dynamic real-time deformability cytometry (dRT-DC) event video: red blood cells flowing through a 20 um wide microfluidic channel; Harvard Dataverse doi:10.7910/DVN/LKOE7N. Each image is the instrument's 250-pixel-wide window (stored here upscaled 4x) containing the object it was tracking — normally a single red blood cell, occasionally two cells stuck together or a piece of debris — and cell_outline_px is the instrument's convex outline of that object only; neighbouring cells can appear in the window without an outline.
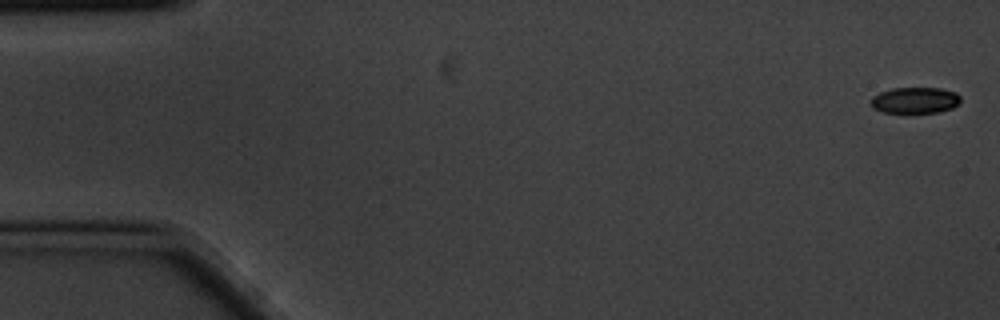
{"species": "common noctule bat (a hibernating species)", "species_latin": "Nyctalus noctula", "temperature_condition": "cold", "stored_images_in_passage": 7, "camera_frame_rate_fps": 3000, "um_per_image_px": 0.085, "animal": {"sex": "male", "body_mass_g": 20.1, "forearm_length_mm": 53.5}, "frame": {"image": 1, "passage_image": 1, "time_ms": 0.0, "image_size_px": [1000, 320], "cell_outline_px": [[960, 104], [952, 108], [940, 112], [884, 112], [872, 108], [868, 100], [872, 96], [880, 92], [892, 88], [940, 88], [956, 92], [960, 96]], "centroid_in_image_um": [77.76, 8.51], "position_along_channel_um": 7.2, "area_um2": 13.81}}
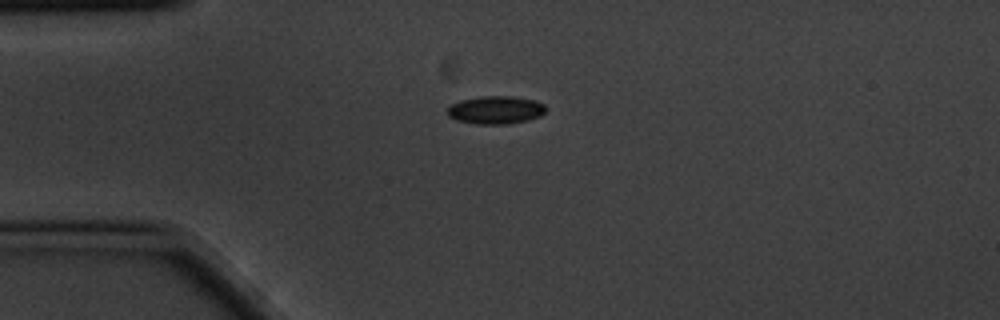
{"frame": {"image": 2, "passage_image": 4, "time_ms": 1.0, "image_size_px": [1000, 320], "cell_outline_px": [[544, 112], [540, 116], [528, 120], [508, 124], [476, 124], [456, 120], [448, 116], [448, 108], [452, 104], [460, 100], [480, 96], [512, 96], [532, 100], [544, 104]], "centroid_in_image_um": [42.1, 9.35], "position_along_channel_um": 42.9, "area_um2": 15.95}}